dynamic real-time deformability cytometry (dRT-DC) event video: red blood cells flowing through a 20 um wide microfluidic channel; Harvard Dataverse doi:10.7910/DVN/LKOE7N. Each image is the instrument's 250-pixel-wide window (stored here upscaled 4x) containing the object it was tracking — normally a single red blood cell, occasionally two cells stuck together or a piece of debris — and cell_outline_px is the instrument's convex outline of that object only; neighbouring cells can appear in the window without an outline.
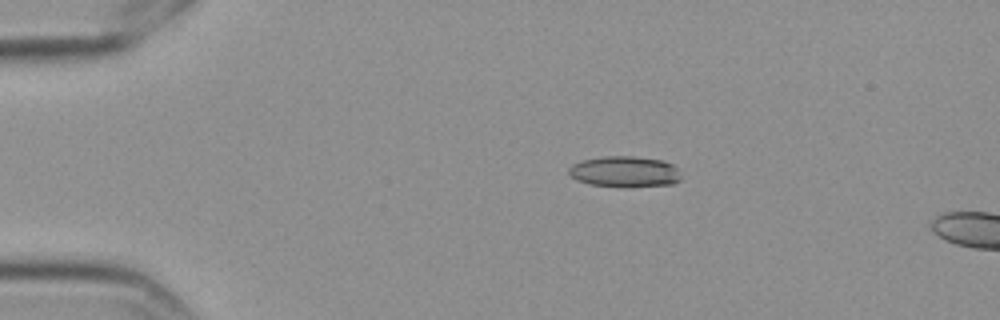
{"species": "Egyptian fruit bat (a non-hibernating species)", "species_latin": "Rousettus aegyptiacus", "temperature_condition": "cold", "stored_images_in_passage": 4, "camera_frame_rate_fps": 3000, "um_per_image_px": 0.085, "frame": {"image": 1, "passage_image": 2, "time_ms": 0.333, "image_size_px": [1000, 320], "cell_outline_px": [[680, 180], [672, 184], [628, 188], [620, 188], [588, 184], [576, 180], [568, 172], [568, 168], [572, 164], [580, 160], [604, 156], [632, 156], [664, 160], [672, 164], [676, 168], [680, 176]], "centroid_in_image_um": [53.07, 14.61], "position_along_channel_um": 31.9, "area_um2": 20.69}}